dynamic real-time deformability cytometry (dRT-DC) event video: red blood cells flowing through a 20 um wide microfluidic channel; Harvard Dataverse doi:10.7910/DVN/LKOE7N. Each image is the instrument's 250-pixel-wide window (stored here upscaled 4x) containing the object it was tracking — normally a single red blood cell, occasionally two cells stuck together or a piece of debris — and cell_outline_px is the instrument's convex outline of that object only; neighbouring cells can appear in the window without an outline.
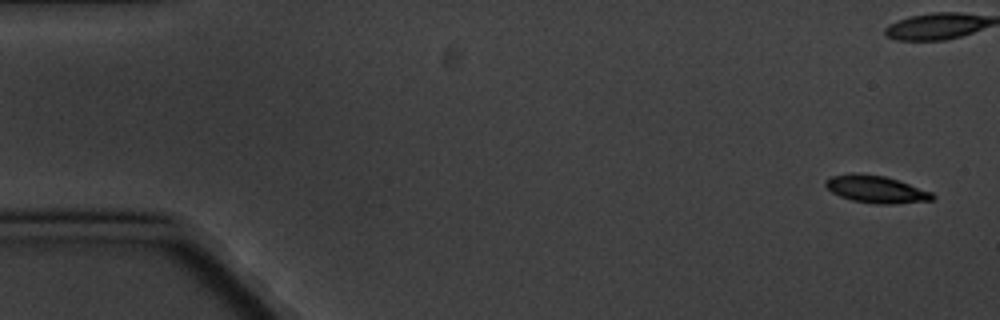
{"species": "common noctule bat (a hibernating species)", "species_latin": "Nyctalus noctula", "temperature_condition": "cold", "stored_images_in_passage": 7, "camera_frame_rate_fps": 3000, "um_per_image_px": 0.085, "animal": {"sex": "male", "body_mass_g": 20.1, "forearm_length_mm": 53.5}, "frame": {"image": 1, "passage_image": 1, "time_ms": 0.0, "image_size_px": [1000, 320], "cell_outline_px": [[936, 196], [932, 200], [892, 204], [876, 204], [852, 200], [840, 196], [832, 192], [824, 184], [824, 180], [832, 176], [852, 172], [884, 176], [932, 192]], "centroid_in_image_um": [74.43, 16.08], "position_along_channel_um": 10.6, "area_um2": 16.88}}